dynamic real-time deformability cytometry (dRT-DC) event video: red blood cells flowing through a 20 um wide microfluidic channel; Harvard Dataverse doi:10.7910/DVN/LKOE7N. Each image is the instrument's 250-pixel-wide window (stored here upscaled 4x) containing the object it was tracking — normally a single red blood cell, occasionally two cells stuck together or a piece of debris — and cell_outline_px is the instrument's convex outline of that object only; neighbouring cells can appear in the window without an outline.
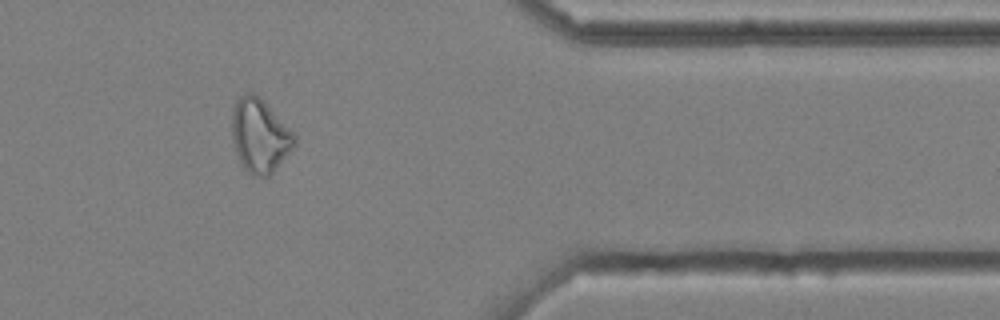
{"species": "common noctule bat (a hibernating species)", "species_latin": "Nyctalus noctula", "temperature_condition": "cold", "stored_images_in_passage": 41, "camera_frame_rate_fps": 3000, "um_per_image_px": 0.085, "animal": {"sex": "male", "body_mass_g": 20.4}, "frame": {"image": 1, "passage_image": 35, "time_ms": 11.333, "image_size_px": [1000, 320], "cell_outline_px": [[296, 144], [272, 172], [268, 176], [260, 176], [248, 172], [244, 168], [236, 152], [232, 140], [232, 112], [236, 100], [240, 96], [248, 92], [252, 92], [260, 96], [296, 136]], "centroid_in_image_um": [22.06, 11.49], "position_along_channel_um": 389.3, "area_um2": 26.47}}
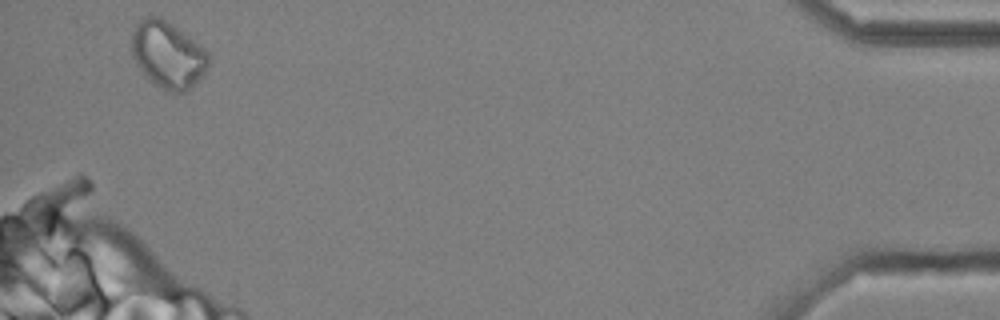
{"frame": {"image": 2, "passage_image": 41, "time_ms": 13.333, "image_size_px": [1000, 320], "cell_outline_px": [[212, 60], [204, 72], [184, 92], [168, 92], [156, 84], [136, 64], [132, 56], [132, 32], [136, 24], [144, 16], [160, 16], [172, 24], [200, 44], [208, 52]], "centroid_in_image_um": [14.27, 4.61], "position_along_channel_um": 420.9, "area_um2": 29.54}, "authors_computed_cell_mechanics": {"area_um2": 25.6632, "velocity_mm_per_s": 3.7237, "shape_relaxation_time_tau1_ms": null, "shape_relaxation_time_tau2_ms": 3.6755, "deformation_change_tau1": null, "deformation_change_tau2": 0.1279}}